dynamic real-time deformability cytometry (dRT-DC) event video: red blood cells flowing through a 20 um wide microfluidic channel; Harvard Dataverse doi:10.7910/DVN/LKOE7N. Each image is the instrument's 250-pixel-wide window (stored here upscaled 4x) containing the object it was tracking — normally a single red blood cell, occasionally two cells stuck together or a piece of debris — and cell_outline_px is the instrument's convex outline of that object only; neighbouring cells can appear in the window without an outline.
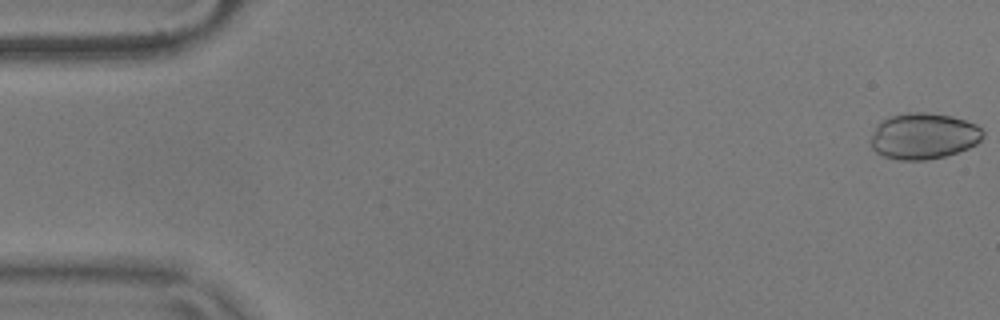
{"species": "common noctule bat (a hibernating species)", "species_latin": "Nyctalus noctula", "temperature_condition": "warm", "stored_images_in_passage": 13, "camera_frame_rate_fps": 3000, "um_per_image_px": 0.085, "animal": {"sex": "male", "body_mass_g": 17.9}, "frame": {"image": 1, "passage_image": 1, "time_ms": 0.0, "image_size_px": [1000, 320], "cell_outline_px": [[984, 136], [976, 144], [968, 148], [944, 156], [928, 160], [896, 160], [884, 156], [876, 152], [872, 148], [872, 136], [880, 120], [892, 116], [908, 112], [924, 112], [952, 116], [976, 124], [984, 132]], "centroid_in_image_um": [78.51, 11.57], "position_along_channel_um": 6.5, "area_um2": 30.06}}